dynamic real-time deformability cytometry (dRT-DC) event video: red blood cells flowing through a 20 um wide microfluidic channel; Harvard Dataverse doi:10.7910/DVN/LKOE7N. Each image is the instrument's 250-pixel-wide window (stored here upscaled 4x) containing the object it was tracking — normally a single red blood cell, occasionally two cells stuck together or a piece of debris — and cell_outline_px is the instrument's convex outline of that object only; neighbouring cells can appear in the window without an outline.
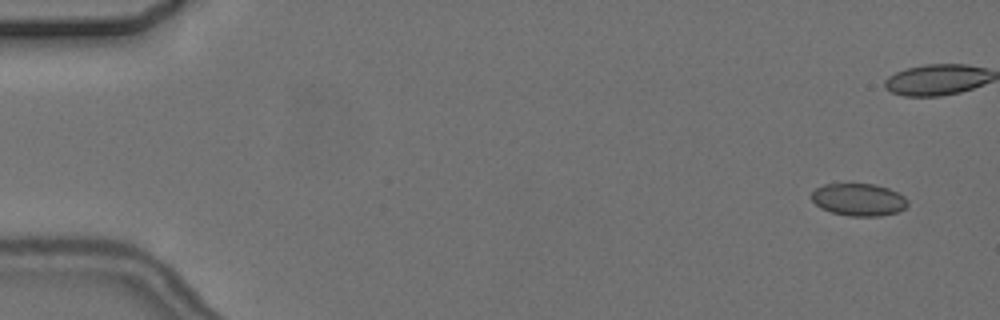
{"species": "common noctule bat (a hibernating species)", "species_latin": "Nyctalus noctula", "temperature_condition": "cold", "stored_images_in_passage": 8, "camera_frame_rate_fps": 3000, "um_per_image_px": 0.085, "animal": {"sex": "female", "body_mass_g": 24.6, "forearm_length_mm": 56.2}, "frame": {"image": 1, "passage_image": 2, "time_ms": 1.0, "image_size_px": [1000, 320], "cell_outline_px": [[908, 204], [904, 208], [896, 212], [880, 216], [852, 216], [832, 212], [820, 208], [812, 200], [812, 192], [816, 188], [824, 184], [876, 184], [888, 188], [904, 196], [908, 200]], "centroid_in_image_um": [72.99, 16.96], "position_along_channel_um": 12.0, "area_um2": 18.03}}
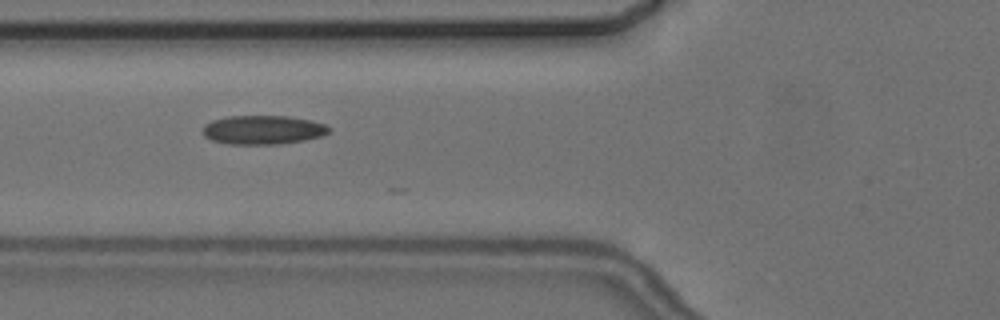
{"frame": {"image": 2, "passage_image": 8, "time_ms": 8.333, "image_size_px": [1000, 320], "cell_outline_px": [[332, 128], [328, 132], [320, 136], [304, 140], [280, 144], [228, 144], [212, 140], [204, 136], [204, 124], [212, 120], [228, 116], [288, 116], [312, 120], [324, 124]], "centroid_in_image_um": [22.35, 11.03], "position_along_channel_um": 103.4, "area_um2": 21.27}}